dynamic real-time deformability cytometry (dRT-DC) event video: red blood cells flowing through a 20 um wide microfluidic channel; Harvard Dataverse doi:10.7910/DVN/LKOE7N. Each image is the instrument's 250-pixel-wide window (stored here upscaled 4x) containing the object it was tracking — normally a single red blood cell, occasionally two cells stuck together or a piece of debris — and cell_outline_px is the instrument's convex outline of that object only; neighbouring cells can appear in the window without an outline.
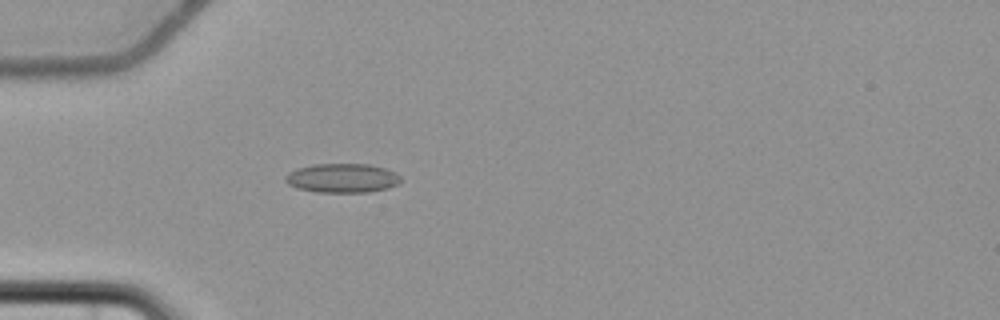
{"species": "common noctule bat (a hibernating species)", "species_latin": "Nyctalus noctula", "temperature_condition": "cold", "stored_images_in_passage": 5, "camera_frame_rate_fps": 3000, "um_per_image_px": 0.085, "animal": {"sex": "female", "body_mass_g": 22.7, "forearm_length_mm": 54.2}, "frame": {"image": 1, "passage_image": 5, "time_ms": 6.0, "image_size_px": [1000, 320], "cell_outline_px": [[400, 184], [388, 188], [368, 192], [316, 192], [296, 188], [288, 184], [284, 180], [284, 176], [288, 172], [296, 168], [312, 164], [368, 164], [384, 168], [396, 172], [400, 176]], "centroid_in_image_um": [29.07, 15.13], "position_along_channel_um": 55.9, "area_um2": 19.83}}